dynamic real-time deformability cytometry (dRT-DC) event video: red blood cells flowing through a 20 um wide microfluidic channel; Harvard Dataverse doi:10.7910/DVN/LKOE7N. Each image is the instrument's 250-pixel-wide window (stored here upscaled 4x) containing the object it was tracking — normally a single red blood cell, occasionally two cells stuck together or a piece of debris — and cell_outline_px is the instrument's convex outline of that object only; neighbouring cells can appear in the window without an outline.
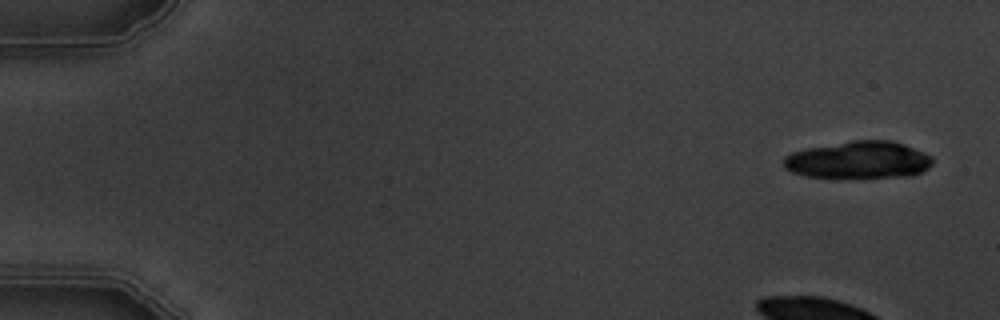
{"species": "common noctule bat (a hibernating species)", "species_latin": "Nyctalus noctula", "temperature_condition": "warm", "stored_images_in_passage": 5, "camera_frame_rate_fps": 3000, "um_per_image_px": 0.085, "animal": {"sex": "male", "body_mass_g": 19.5, "forearm_length_mm": 54.6}, "frame": {"image": 1, "passage_image": 1, "time_ms": 0.0, "image_size_px": [1000, 320], "cell_outline_px": [[932, 164], [924, 172], [912, 176], [808, 176], [792, 172], [784, 168], [784, 156], [792, 152], [808, 148], [852, 140], [892, 140], [904, 144], [924, 152], [932, 156]], "centroid_in_image_um": [73.02, 13.57], "position_along_channel_um": 12.0, "area_um2": 31.91}}